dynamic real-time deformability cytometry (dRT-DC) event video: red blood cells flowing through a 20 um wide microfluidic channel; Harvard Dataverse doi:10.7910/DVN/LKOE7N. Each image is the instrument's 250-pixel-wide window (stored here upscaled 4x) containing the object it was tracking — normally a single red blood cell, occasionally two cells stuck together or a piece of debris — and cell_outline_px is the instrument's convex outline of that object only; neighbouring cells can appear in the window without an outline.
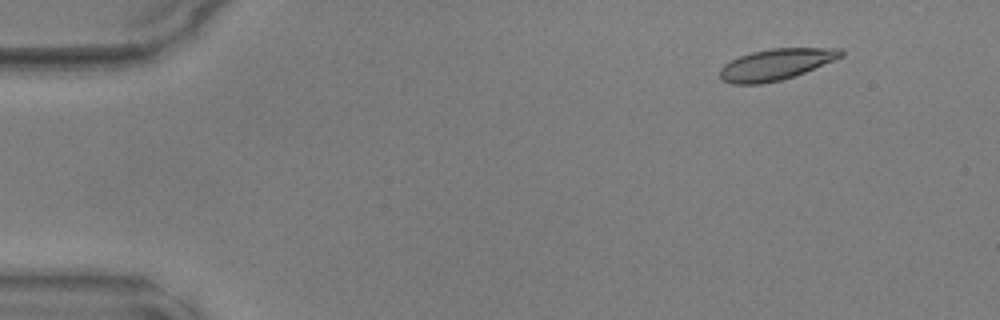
{"species": "common noctule bat (a hibernating species)", "species_latin": "Nyctalus noctula", "temperature_condition": "warm", "stored_images_in_passage": 11, "camera_frame_rate_fps": 3000, "um_per_image_px": 0.085, "animal": {"sex": "male", "body_mass_g": 17.9, "forearm_length_mm": 54.2}, "frame": {"image": 1, "passage_image": 6, "time_ms": 1.667, "image_size_px": [1000, 320], "cell_outline_px": [[844, 56], [804, 72], [780, 80], [760, 84], [732, 84], [720, 80], [720, 68], [724, 64], [740, 56], [752, 52], [772, 48], [840, 48], [844, 52]], "centroid_in_image_um": [65.93, 5.47], "position_along_channel_um": 19.1, "area_um2": 21.85}}